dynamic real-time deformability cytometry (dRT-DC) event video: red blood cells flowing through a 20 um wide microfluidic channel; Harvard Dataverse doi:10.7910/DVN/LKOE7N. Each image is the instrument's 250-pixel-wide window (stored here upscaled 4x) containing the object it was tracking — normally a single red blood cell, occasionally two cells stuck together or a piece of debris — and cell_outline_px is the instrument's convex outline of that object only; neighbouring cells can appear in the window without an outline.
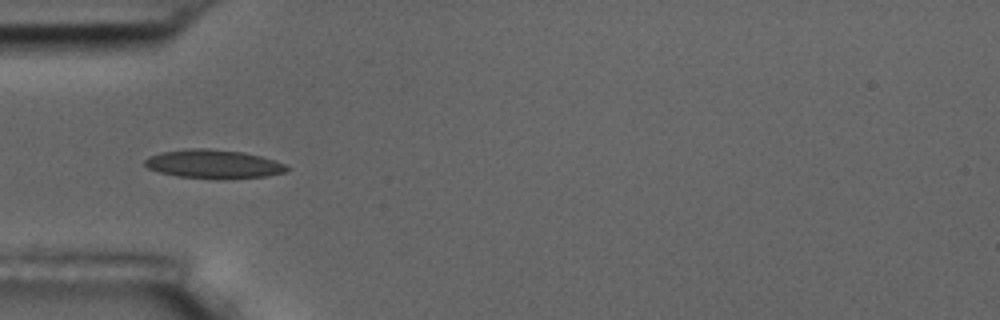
{"species": "common noctule bat (a hibernating species)", "species_latin": "Nyctalus noctula", "temperature_condition": "room temperature", "stored_images_in_passage": 7, "camera_frame_rate_fps": 3000, "um_per_image_px": 0.085, "animal": {"sex": "male", "body_mass_g": 17.5, "forearm_length_mm": 52.3}, "frame": {"image": 1, "passage_image": 6, "time_ms": 5.667, "image_size_px": [1000, 320], "cell_outline_px": [[288, 168], [284, 172], [268, 176], [176, 176], [160, 172], [148, 168], [144, 164], [144, 160], [148, 156], [160, 152], [184, 148], [208, 148], [244, 152], [260, 156], [284, 164]], "centroid_in_image_um": [18.05, 13.88], "position_along_channel_um": 66.9, "area_um2": 22.72}}